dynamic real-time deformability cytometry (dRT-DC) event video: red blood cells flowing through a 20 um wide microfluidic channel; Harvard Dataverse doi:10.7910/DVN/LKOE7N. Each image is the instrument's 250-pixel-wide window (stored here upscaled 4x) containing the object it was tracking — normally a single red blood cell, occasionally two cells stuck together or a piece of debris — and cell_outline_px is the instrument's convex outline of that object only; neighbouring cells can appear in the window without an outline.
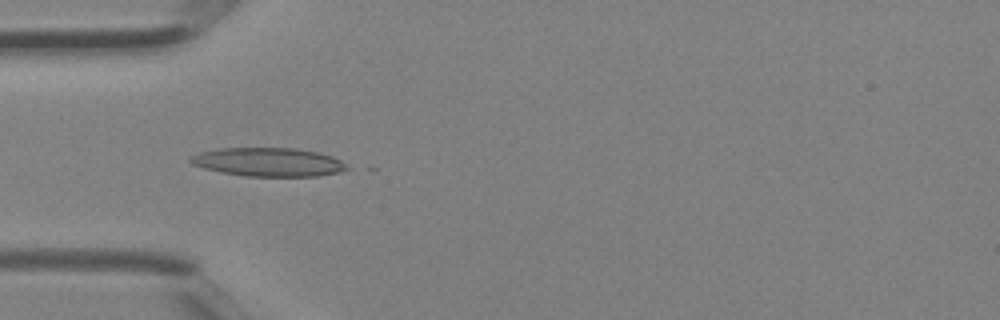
{"species": "Egyptian fruit bat (a non-hibernating species)", "species_latin": "Rousettus aegyptiacus", "temperature_condition": "room temperature", "stored_images_in_passage": 26, "camera_frame_rate_fps": 3000, "um_per_image_px": 0.085, "animal": {"sex": "female"}, "frame": {"image": 1, "passage_image": 4, "time_ms": 1.0, "image_size_px": [1000, 320], "cell_outline_px": [[352, 168], [340, 172], [316, 176], [244, 176], [204, 168], [192, 164], [188, 160], [188, 156], [200, 152], [216, 148], [296, 148], [320, 152], [332, 156], [340, 160]], "centroid_in_image_um": [22.82, 13.76], "position_along_channel_um": 62.2, "area_um2": 26.3}}
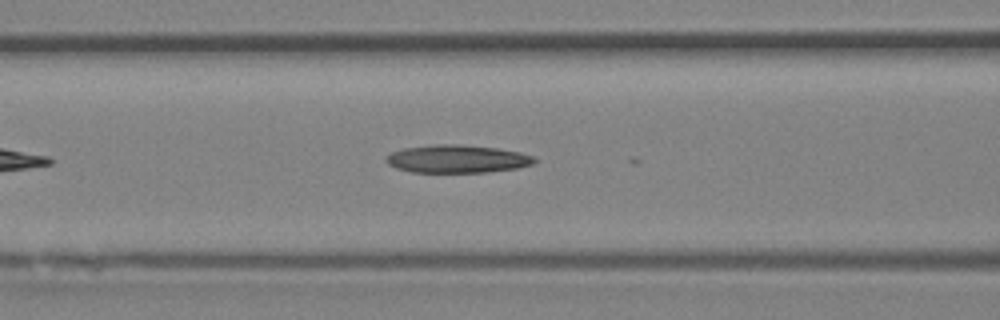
{"frame": {"image": 2, "passage_image": 8, "time_ms": 2.333, "image_size_px": [1000, 320], "cell_outline_px": [[536, 160], [532, 164], [516, 168], [488, 172], [412, 172], [396, 168], [388, 164], [384, 160], [384, 156], [392, 152], [404, 148], [436, 144], [456, 144], [496, 148], [520, 152], [536, 156]], "centroid_in_image_um": [38.84, 13.5], "position_along_channel_um": 127.8, "area_um2": 24.16}}
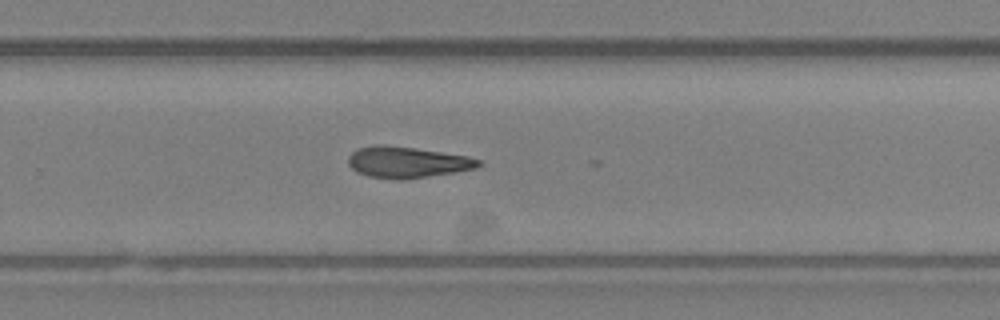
{"frame": {"image": 3, "passage_image": 18, "time_ms": 5.667, "image_size_px": [1000, 320], "cell_outline_px": [[480, 164], [476, 168], [404, 180], [396, 180], [368, 176], [356, 172], [348, 164], [348, 156], [356, 148], [376, 144], [384, 144], [416, 148], [468, 156], [480, 160]], "centroid_in_image_um": [34.54, 13.78], "position_along_channel_um": 295.3, "area_um2": 23.76}}